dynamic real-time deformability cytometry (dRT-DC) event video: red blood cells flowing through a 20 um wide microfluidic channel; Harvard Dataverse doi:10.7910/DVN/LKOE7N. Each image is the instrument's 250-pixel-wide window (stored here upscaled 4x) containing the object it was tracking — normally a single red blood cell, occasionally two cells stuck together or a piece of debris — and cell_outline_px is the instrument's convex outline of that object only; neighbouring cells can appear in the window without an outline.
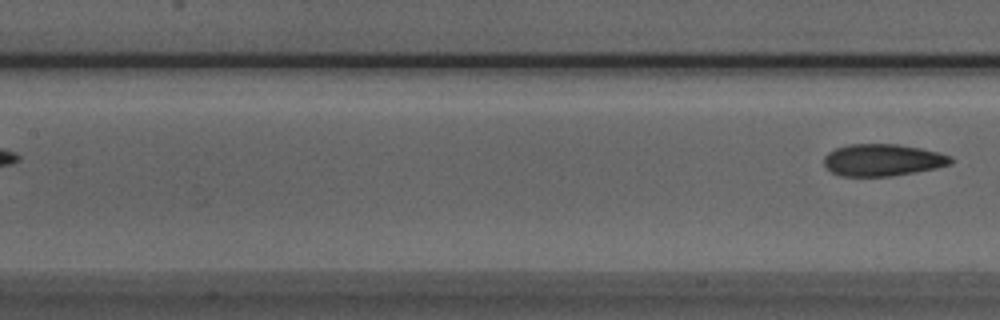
{"species": "Egyptian fruit bat (a non-hibernating species)", "species_latin": "Rousettus aegyptiacus", "temperature_condition": "room temperature", "stored_images_in_passage": 5, "camera_frame_rate_fps": 3000, "um_per_image_px": 0.085, "animal": {"sex": "male"}, "frame": {"image": 1, "passage_image": 5, "time_ms": 1.333, "image_size_px": [1000, 320], "cell_outline_px": [[952, 164], [936, 168], [892, 176], [840, 176], [832, 172], [824, 164], [824, 156], [828, 152], [836, 148], [848, 144], [896, 144], [920, 148], [952, 156]], "centroid_in_image_um": [75.01, 13.6], "position_along_channel_um": 132.4, "area_um2": 23.58}}